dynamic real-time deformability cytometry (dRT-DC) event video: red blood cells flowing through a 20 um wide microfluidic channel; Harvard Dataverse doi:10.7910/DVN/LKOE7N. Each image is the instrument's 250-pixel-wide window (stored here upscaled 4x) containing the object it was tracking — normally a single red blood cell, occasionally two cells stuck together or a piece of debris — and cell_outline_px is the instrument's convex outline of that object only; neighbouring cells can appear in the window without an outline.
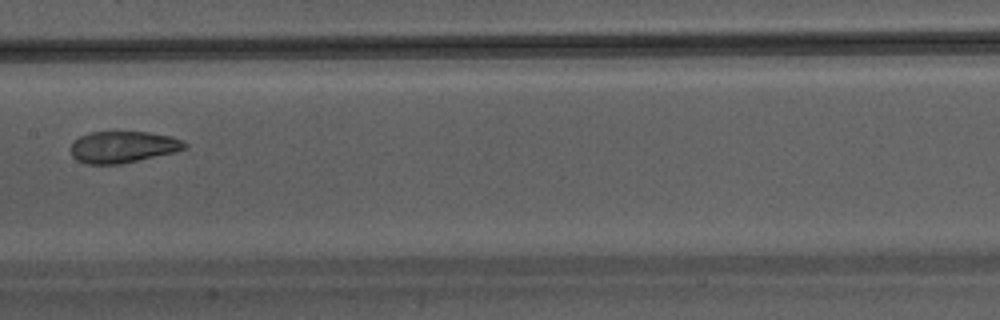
{"species": "Egyptian fruit bat (a non-hibernating species)", "species_latin": "Rousettus aegyptiacus", "temperature_condition": "warm", "stored_images_in_passage": 30, "camera_frame_rate_fps": 3000, "um_per_image_px": 0.085, "animal": {"sex": "male"}, "frame": {"image": 1, "passage_image": 9, "time_ms": 2.667, "image_size_px": [1000, 320], "cell_outline_px": [[188, 148], [172, 152], [120, 164], [88, 164], [76, 160], [72, 156], [72, 140], [80, 136], [92, 132], [148, 132], [172, 136], [184, 140], [188, 144]], "centroid_in_image_um": [10.46, 12.48], "position_along_channel_um": 196.9, "area_um2": 20.92}}